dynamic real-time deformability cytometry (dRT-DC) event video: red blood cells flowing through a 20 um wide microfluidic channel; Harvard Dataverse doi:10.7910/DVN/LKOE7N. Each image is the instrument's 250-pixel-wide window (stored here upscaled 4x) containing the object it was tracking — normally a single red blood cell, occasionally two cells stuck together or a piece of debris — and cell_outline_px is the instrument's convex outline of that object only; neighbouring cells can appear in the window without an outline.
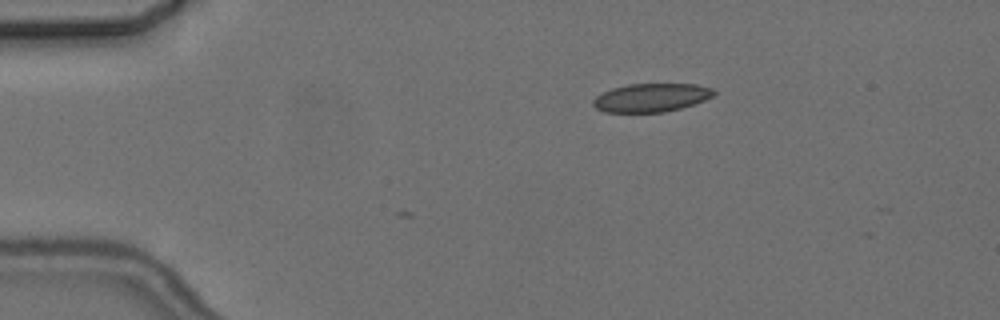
{"species": "common noctule bat (a hibernating species)", "species_latin": "Nyctalus noctula", "temperature_condition": "cold", "stored_images_in_passage": 3, "camera_frame_rate_fps": 3000, "um_per_image_px": 0.085, "animal": {"sex": "female", "body_mass_g": 24.6, "forearm_length_mm": 56.2}, "frame": {"image": 1, "passage_image": 3, "time_ms": 3.333, "image_size_px": [1000, 320], "cell_outline_px": [[716, 92], [712, 96], [704, 100], [680, 108], [664, 112], [604, 112], [596, 108], [592, 104], [592, 100], [596, 96], [612, 88], [628, 84], [696, 84], [712, 88]], "centroid_in_image_um": [55.33, 8.29], "position_along_channel_um": 29.7, "area_um2": 19.88}}